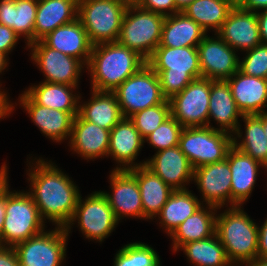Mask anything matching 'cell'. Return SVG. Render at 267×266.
Segmentation results:
<instances>
[{"mask_svg":"<svg viewBox=\"0 0 267 266\" xmlns=\"http://www.w3.org/2000/svg\"><path fill=\"white\" fill-rule=\"evenodd\" d=\"M146 64L137 52L118 42H110L92 47L85 68L90 72L91 89L113 92Z\"/></svg>","mask_w":267,"mask_h":266,"instance_id":"cell-2","label":"cell"},{"mask_svg":"<svg viewBox=\"0 0 267 266\" xmlns=\"http://www.w3.org/2000/svg\"><path fill=\"white\" fill-rule=\"evenodd\" d=\"M111 194L107 198L118 221L125 217L144 219L140 190L135 176L129 170H112L109 176Z\"/></svg>","mask_w":267,"mask_h":266,"instance_id":"cell-16","label":"cell"},{"mask_svg":"<svg viewBox=\"0 0 267 266\" xmlns=\"http://www.w3.org/2000/svg\"><path fill=\"white\" fill-rule=\"evenodd\" d=\"M214 36L206 35L197 46L201 75L210 80H227L239 70L241 59L217 34Z\"/></svg>","mask_w":267,"mask_h":266,"instance_id":"cell-14","label":"cell"},{"mask_svg":"<svg viewBox=\"0 0 267 266\" xmlns=\"http://www.w3.org/2000/svg\"><path fill=\"white\" fill-rule=\"evenodd\" d=\"M232 96L243 115L267 112L266 79L248 76L238 70L229 79Z\"/></svg>","mask_w":267,"mask_h":266,"instance_id":"cell-23","label":"cell"},{"mask_svg":"<svg viewBox=\"0 0 267 266\" xmlns=\"http://www.w3.org/2000/svg\"><path fill=\"white\" fill-rule=\"evenodd\" d=\"M215 233L232 265H245L257 258L258 225L244 212L243 206H228L217 214Z\"/></svg>","mask_w":267,"mask_h":266,"instance_id":"cell-4","label":"cell"},{"mask_svg":"<svg viewBox=\"0 0 267 266\" xmlns=\"http://www.w3.org/2000/svg\"><path fill=\"white\" fill-rule=\"evenodd\" d=\"M81 196L80 194L76 209L65 231L69 235L72 226L77 222L79 231L85 238L101 243L115 230L119 221L101 190L91 193L85 199Z\"/></svg>","mask_w":267,"mask_h":266,"instance_id":"cell-9","label":"cell"},{"mask_svg":"<svg viewBox=\"0 0 267 266\" xmlns=\"http://www.w3.org/2000/svg\"><path fill=\"white\" fill-rule=\"evenodd\" d=\"M182 129L183 127L180 123L170 116L149 134L144 141L148 142L152 148L157 149L156 152L171 148L179 145V137Z\"/></svg>","mask_w":267,"mask_h":266,"instance_id":"cell-39","label":"cell"},{"mask_svg":"<svg viewBox=\"0 0 267 266\" xmlns=\"http://www.w3.org/2000/svg\"><path fill=\"white\" fill-rule=\"evenodd\" d=\"M120 1L127 6H138L142 2V0H120Z\"/></svg>","mask_w":267,"mask_h":266,"instance_id":"cell-52","label":"cell"},{"mask_svg":"<svg viewBox=\"0 0 267 266\" xmlns=\"http://www.w3.org/2000/svg\"><path fill=\"white\" fill-rule=\"evenodd\" d=\"M136 178L140 190L144 220H152L161 212L174 191L145 165L129 170Z\"/></svg>","mask_w":267,"mask_h":266,"instance_id":"cell-27","label":"cell"},{"mask_svg":"<svg viewBox=\"0 0 267 266\" xmlns=\"http://www.w3.org/2000/svg\"><path fill=\"white\" fill-rule=\"evenodd\" d=\"M113 92L124 118H129L137 111L159 105L166 100L161 91L158 75L148 64L127 78Z\"/></svg>","mask_w":267,"mask_h":266,"instance_id":"cell-10","label":"cell"},{"mask_svg":"<svg viewBox=\"0 0 267 266\" xmlns=\"http://www.w3.org/2000/svg\"><path fill=\"white\" fill-rule=\"evenodd\" d=\"M37 0H0V24L11 28L26 45L34 42Z\"/></svg>","mask_w":267,"mask_h":266,"instance_id":"cell-31","label":"cell"},{"mask_svg":"<svg viewBox=\"0 0 267 266\" xmlns=\"http://www.w3.org/2000/svg\"><path fill=\"white\" fill-rule=\"evenodd\" d=\"M138 6L144 10L153 11L163 16H169L180 12L176 8L174 0H142Z\"/></svg>","mask_w":267,"mask_h":266,"instance_id":"cell-41","label":"cell"},{"mask_svg":"<svg viewBox=\"0 0 267 266\" xmlns=\"http://www.w3.org/2000/svg\"><path fill=\"white\" fill-rule=\"evenodd\" d=\"M170 116L171 105L169 100L166 99L159 105L135 112L129 119L134 123L141 137L145 139Z\"/></svg>","mask_w":267,"mask_h":266,"instance_id":"cell-38","label":"cell"},{"mask_svg":"<svg viewBox=\"0 0 267 266\" xmlns=\"http://www.w3.org/2000/svg\"><path fill=\"white\" fill-rule=\"evenodd\" d=\"M236 5L242 9L259 12L267 9V0H235Z\"/></svg>","mask_w":267,"mask_h":266,"instance_id":"cell-46","label":"cell"},{"mask_svg":"<svg viewBox=\"0 0 267 266\" xmlns=\"http://www.w3.org/2000/svg\"><path fill=\"white\" fill-rule=\"evenodd\" d=\"M176 8L182 12L187 6L192 4L195 0H174Z\"/></svg>","mask_w":267,"mask_h":266,"instance_id":"cell-49","label":"cell"},{"mask_svg":"<svg viewBox=\"0 0 267 266\" xmlns=\"http://www.w3.org/2000/svg\"><path fill=\"white\" fill-rule=\"evenodd\" d=\"M7 164L3 163L0 167V246L2 230L6 215V199H7V180H8V170Z\"/></svg>","mask_w":267,"mask_h":266,"instance_id":"cell-42","label":"cell"},{"mask_svg":"<svg viewBox=\"0 0 267 266\" xmlns=\"http://www.w3.org/2000/svg\"><path fill=\"white\" fill-rule=\"evenodd\" d=\"M245 266H267V258L257 257L253 261L246 263Z\"/></svg>","mask_w":267,"mask_h":266,"instance_id":"cell-51","label":"cell"},{"mask_svg":"<svg viewBox=\"0 0 267 266\" xmlns=\"http://www.w3.org/2000/svg\"><path fill=\"white\" fill-rule=\"evenodd\" d=\"M1 87V86H0ZM0 88V120L10 116L14 111L15 105L9 101L7 92Z\"/></svg>","mask_w":267,"mask_h":266,"instance_id":"cell-47","label":"cell"},{"mask_svg":"<svg viewBox=\"0 0 267 266\" xmlns=\"http://www.w3.org/2000/svg\"><path fill=\"white\" fill-rule=\"evenodd\" d=\"M239 117L242 118L243 114L237 107L227 80H211L208 126L233 135L240 124ZM212 118L219 128L210 125Z\"/></svg>","mask_w":267,"mask_h":266,"instance_id":"cell-24","label":"cell"},{"mask_svg":"<svg viewBox=\"0 0 267 266\" xmlns=\"http://www.w3.org/2000/svg\"><path fill=\"white\" fill-rule=\"evenodd\" d=\"M193 181L202 194V204L219 210L225 205L231 207V169L227 158L195 168Z\"/></svg>","mask_w":267,"mask_h":266,"instance_id":"cell-15","label":"cell"},{"mask_svg":"<svg viewBox=\"0 0 267 266\" xmlns=\"http://www.w3.org/2000/svg\"><path fill=\"white\" fill-rule=\"evenodd\" d=\"M79 0H37L34 42L78 18Z\"/></svg>","mask_w":267,"mask_h":266,"instance_id":"cell-26","label":"cell"},{"mask_svg":"<svg viewBox=\"0 0 267 266\" xmlns=\"http://www.w3.org/2000/svg\"><path fill=\"white\" fill-rule=\"evenodd\" d=\"M0 266H20L14 247L0 246Z\"/></svg>","mask_w":267,"mask_h":266,"instance_id":"cell-44","label":"cell"},{"mask_svg":"<svg viewBox=\"0 0 267 266\" xmlns=\"http://www.w3.org/2000/svg\"><path fill=\"white\" fill-rule=\"evenodd\" d=\"M232 146V134L209 126L183 128L179 137V147L194 169L225 160Z\"/></svg>","mask_w":267,"mask_h":266,"instance_id":"cell-8","label":"cell"},{"mask_svg":"<svg viewBox=\"0 0 267 266\" xmlns=\"http://www.w3.org/2000/svg\"><path fill=\"white\" fill-rule=\"evenodd\" d=\"M42 41L48 47L80 60L85 66L89 61L93 47L78 18L71 23L57 27Z\"/></svg>","mask_w":267,"mask_h":266,"instance_id":"cell-25","label":"cell"},{"mask_svg":"<svg viewBox=\"0 0 267 266\" xmlns=\"http://www.w3.org/2000/svg\"><path fill=\"white\" fill-rule=\"evenodd\" d=\"M144 143V139L129 118H123L118 122L110 130L107 155V157H112L118 164L114 170H130L145 165L146 161L139 163L135 161Z\"/></svg>","mask_w":267,"mask_h":266,"instance_id":"cell-20","label":"cell"},{"mask_svg":"<svg viewBox=\"0 0 267 266\" xmlns=\"http://www.w3.org/2000/svg\"><path fill=\"white\" fill-rule=\"evenodd\" d=\"M207 32L183 12L165 16L158 47H197Z\"/></svg>","mask_w":267,"mask_h":266,"instance_id":"cell-29","label":"cell"},{"mask_svg":"<svg viewBox=\"0 0 267 266\" xmlns=\"http://www.w3.org/2000/svg\"><path fill=\"white\" fill-rule=\"evenodd\" d=\"M160 260L154 248L139 241L121 247L115 254L114 266H161Z\"/></svg>","mask_w":267,"mask_h":266,"instance_id":"cell-37","label":"cell"},{"mask_svg":"<svg viewBox=\"0 0 267 266\" xmlns=\"http://www.w3.org/2000/svg\"><path fill=\"white\" fill-rule=\"evenodd\" d=\"M263 127L267 137V112H263Z\"/></svg>","mask_w":267,"mask_h":266,"instance_id":"cell-53","label":"cell"},{"mask_svg":"<svg viewBox=\"0 0 267 266\" xmlns=\"http://www.w3.org/2000/svg\"><path fill=\"white\" fill-rule=\"evenodd\" d=\"M202 202L189 189L174 190L158 214L159 225L168 236L201 206Z\"/></svg>","mask_w":267,"mask_h":266,"instance_id":"cell-34","label":"cell"},{"mask_svg":"<svg viewBox=\"0 0 267 266\" xmlns=\"http://www.w3.org/2000/svg\"><path fill=\"white\" fill-rule=\"evenodd\" d=\"M231 169V207L242 206L248 201L262 166L255 159L234 145L227 154Z\"/></svg>","mask_w":267,"mask_h":266,"instance_id":"cell-22","label":"cell"},{"mask_svg":"<svg viewBox=\"0 0 267 266\" xmlns=\"http://www.w3.org/2000/svg\"><path fill=\"white\" fill-rule=\"evenodd\" d=\"M27 48L31 49L33 63L43 72L44 82L79 85L81 72L86 67L80 60L48 47L42 40L29 44Z\"/></svg>","mask_w":267,"mask_h":266,"instance_id":"cell-13","label":"cell"},{"mask_svg":"<svg viewBox=\"0 0 267 266\" xmlns=\"http://www.w3.org/2000/svg\"><path fill=\"white\" fill-rule=\"evenodd\" d=\"M259 32L262 44H267V9L257 12Z\"/></svg>","mask_w":267,"mask_h":266,"instance_id":"cell-48","label":"cell"},{"mask_svg":"<svg viewBox=\"0 0 267 266\" xmlns=\"http://www.w3.org/2000/svg\"><path fill=\"white\" fill-rule=\"evenodd\" d=\"M69 147L73 153L85 160L104 158L108 155L110 130L95 123L83 120L78 114L74 117Z\"/></svg>","mask_w":267,"mask_h":266,"instance_id":"cell-21","label":"cell"},{"mask_svg":"<svg viewBox=\"0 0 267 266\" xmlns=\"http://www.w3.org/2000/svg\"><path fill=\"white\" fill-rule=\"evenodd\" d=\"M193 266H231L216 233L204 240L191 241L179 248Z\"/></svg>","mask_w":267,"mask_h":266,"instance_id":"cell-36","label":"cell"},{"mask_svg":"<svg viewBox=\"0 0 267 266\" xmlns=\"http://www.w3.org/2000/svg\"><path fill=\"white\" fill-rule=\"evenodd\" d=\"M146 62L158 75L167 100L202 77L197 47H157Z\"/></svg>","mask_w":267,"mask_h":266,"instance_id":"cell-3","label":"cell"},{"mask_svg":"<svg viewBox=\"0 0 267 266\" xmlns=\"http://www.w3.org/2000/svg\"><path fill=\"white\" fill-rule=\"evenodd\" d=\"M258 258H267V218L261 226H258Z\"/></svg>","mask_w":267,"mask_h":266,"instance_id":"cell-45","label":"cell"},{"mask_svg":"<svg viewBox=\"0 0 267 266\" xmlns=\"http://www.w3.org/2000/svg\"><path fill=\"white\" fill-rule=\"evenodd\" d=\"M165 16L139 6H128L117 42L137 52L146 61L160 45Z\"/></svg>","mask_w":267,"mask_h":266,"instance_id":"cell-6","label":"cell"},{"mask_svg":"<svg viewBox=\"0 0 267 266\" xmlns=\"http://www.w3.org/2000/svg\"><path fill=\"white\" fill-rule=\"evenodd\" d=\"M145 166L173 190H186L193 181L194 168L179 145L156 152Z\"/></svg>","mask_w":267,"mask_h":266,"instance_id":"cell-19","label":"cell"},{"mask_svg":"<svg viewBox=\"0 0 267 266\" xmlns=\"http://www.w3.org/2000/svg\"><path fill=\"white\" fill-rule=\"evenodd\" d=\"M18 102L31 118L32 122L53 142L70 140L74 117L78 112H66L50 109L37 104L25 91L19 96Z\"/></svg>","mask_w":267,"mask_h":266,"instance_id":"cell-17","label":"cell"},{"mask_svg":"<svg viewBox=\"0 0 267 266\" xmlns=\"http://www.w3.org/2000/svg\"><path fill=\"white\" fill-rule=\"evenodd\" d=\"M19 36L11 28L0 24V53L7 55L12 52L18 43Z\"/></svg>","mask_w":267,"mask_h":266,"instance_id":"cell-43","label":"cell"},{"mask_svg":"<svg viewBox=\"0 0 267 266\" xmlns=\"http://www.w3.org/2000/svg\"><path fill=\"white\" fill-rule=\"evenodd\" d=\"M236 51H248L261 44L257 12L235 5L216 33Z\"/></svg>","mask_w":267,"mask_h":266,"instance_id":"cell-18","label":"cell"},{"mask_svg":"<svg viewBox=\"0 0 267 266\" xmlns=\"http://www.w3.org/2000/svg\"><path fill=\"white\" fill-rule=\"evenodd\" d=\"M76 89L78 85L43 81L39 85L27 88L25 92L41 106L66 112H78L81 95L75 93Z\"/></svg>","mask_w":267,"mask_h":266,"instance_id":"cell-33","label":"cell"},{"mask_svg":"<svg viewBox=\"0 0 267 266\" xmlns=\"http://www.w3.org/2000/svg\"><path fill=\"white\" fill-rule=\"evenodd\" d=\"M235 5V0H195L182 12L206 32L213 29L216 34Z\"/></svg>","mask_w":267,"mask_h":266,"instance_id":"cell-35","label":"cell"},{"mask_svg":"<svg viewBox=\"0 0 267 266\" xmlns=\"http://www.w3.org/2000/svg\"><path fill=\"white\" fill-rule=\"evenodd\" d=\"M211 80L198 78L169 99L171 116L183 128L208 126Z\"/></svg>","mask_w":267,"mask_h":266,"instance_id":"cell-12","label":"cell"},{"mask_svg":"<svg viewBox=\"0 0 267 266\" xmlns=\"http://www.w3.org/2000/svg\"><path fill=\"white\" fill-rule=\"evenodd\" d=\"M29 161L27 170L29 194L38 208L42 220L55 227L65 228L71 220L80 196L79 187L50 160ZM33 165H32V164ZM31 190V191H30Z\"/></svg>","mask_w":267,"mask_h":266,"instance_id":"cell-1","label":"cell"},{"mask_svg":"<svg viewBox=\"0 0 267 266\" xmlns=\"http://www.w3.org/2000/svg\"><path fill=\"white\" fill-rule=\"evenodd\" d=\"M205 206L203 204L170 235L174 252L179 251V248L188 242L204 240L215 234L218 208Z\"/></svg>","mask_w":267,"mask_h":266,"instance_id":"cell-30","label":"cell"},{"mask_svg":"<svg viewBox=\"0 0 267 266\" xmlns=\"http://www.w3.org/2000/svg\"><path fill=\"white\" fill-rule=\"evenodd\" d=\"M127 7L120 0L78 1V19L93 46L117 42Z\"/></svg>","mask_w":267,"mask_h":266,"instance_id":"cell-7","label":"cell"},{"mask_svg":"<svg viewBox=\"0 0 267 266\" xmlns=\"http://www.w3.org/2000/svg\"><path fill=\"white\" fill-rule=\"evenodd\" d=\"M68 237L65 228L55 227L15 245L20 266H61Z\"/></svg>","mask_w":267,"mask_h":266,"instance_id":"cell-11","label":"cell"},{"mask_svg":"<svg viewBox=\"0 0 267 266\" xmlns=\"http://www.w3.org/2000/svg\"><path fill=\"white\" fill-rule=\"evenodd\" d=\"M246 54L239 63V70L248 76L267 78V44H259Z\"/></svg>","mask_w":267,"mask_h":266,"instance_id":"cell-40","label":"cell"},{"mask_svg":"<svg viewBox=\"0 0 267 266\" xmlns=\"http://www.w3.org/2000/svg\"><path fill=\"white\" fill-rule=\"evenodd\" d=\"M8 56L4 55L3 53H0V74H2V72H4V70L8 67ZM0 86L2 87V84L0 82Z\"/></svg>","mask_w":267,"mask_h":266,"instance_id":"cell-50","label":"cell"},{"mask_svg":"<svg viewBox=\"0 0 267 266\" xmlns=\"http://www.w3.org/2000/svg\"><path fill=\"white\" fill-rule=\"evenodd\" d=\"M242 120L245 124L244 137L241 124H239L238 129L232 135L233 145L255 159L267 171V137L263 127V113L243 115Z\"/></svg>","mask_w":267,"mask_h":266,"instance_id":"cell-32","label":"cell"},{"mask_svg":"<svg viewBox=\"0 0 267 266\" xmlns=\"http://www.w3.org/2000/svg\"><path fill=\"white\" fill-rule=\"evenodd\" d=\"M89 101H79L78 115L101 128L111 130L124 116L114 92L91 90Z\"/></svg>","mask_w":267,"mask_h":266,"instance_id":"cell-28","label":"cell"},{"mask_svg":"<svg viewBox=\"0 0 267 266\" xmlns=\"http://www.w3.org/2000/svg\"><path fill=\"white\" fill-rule=\"evenodd\" d=\"M8 182L1 246L14 247L43 232L47 222L42 220L28 191H10Z\"/></svg>","mask_w":267,"mask_h":266,"instance_id":"cell-5","label":"cell"}]
</instances>
